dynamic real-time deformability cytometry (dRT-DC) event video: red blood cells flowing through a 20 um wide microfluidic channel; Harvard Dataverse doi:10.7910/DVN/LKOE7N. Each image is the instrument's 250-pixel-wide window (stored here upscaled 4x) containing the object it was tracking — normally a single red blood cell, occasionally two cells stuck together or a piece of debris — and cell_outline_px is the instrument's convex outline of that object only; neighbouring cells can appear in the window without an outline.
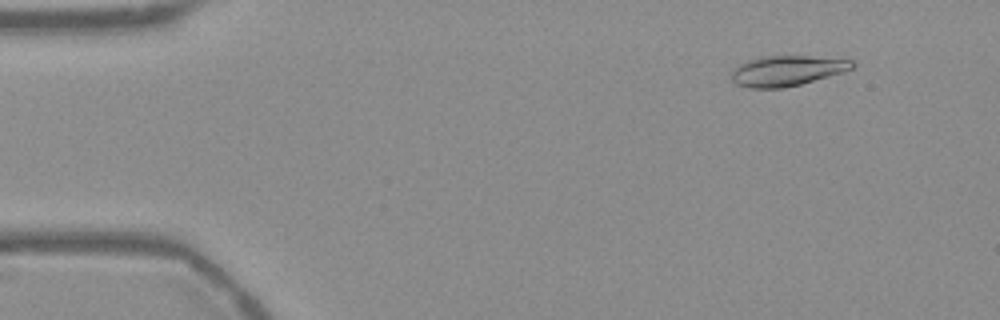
{"species": "Egyptian fruit bat (a non-hibernating species)", "species_latin": "Rousettus aegyptiacus", "temperature_condition": "warm", "stored_images_in_passage": 54, "camera_frame_rate_fps": 3000, "um_per_image_px": 0.085, "frame": {"image": 1, "passage_image": 6, "time_ms": 1.667, "image_size_px": [1000, 320], "cell_outline_px": [[856, 64], [852, 68], [844, 72], [800, 84], [784, 88], [748, 88], [736, 84], [732, 80], [732, 68], [748, 60], [764, 56], [808, 56], [852, 60]], "centroid_in_image_um": [66.87, 6.02], "position_along_channel_um": 18.1, "area_um2": 21.27}}
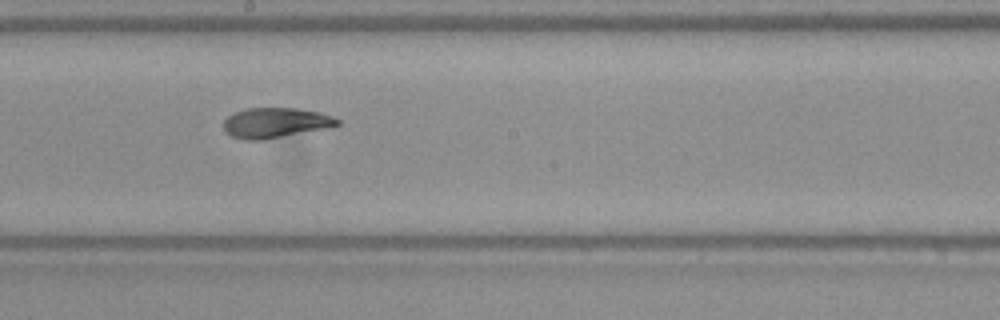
{"frame": {"image": 2, "passage_image": 30, "time_ms": 9.667, "image_size_px": [1000, 320], "cell_outline_px": [[340, 124], [332, 128], [260, 140], [244, 140], [232, 136], [224, 132], [224, 120], [228, 116], [236, 112], [248, 108], [296, 108], [320, 112], [332, 116], [340, 120]], "centroid_in_image_um": [23.45, 10.44], "position_along_channel_um": 224.7, "area_um2": 20.11}}
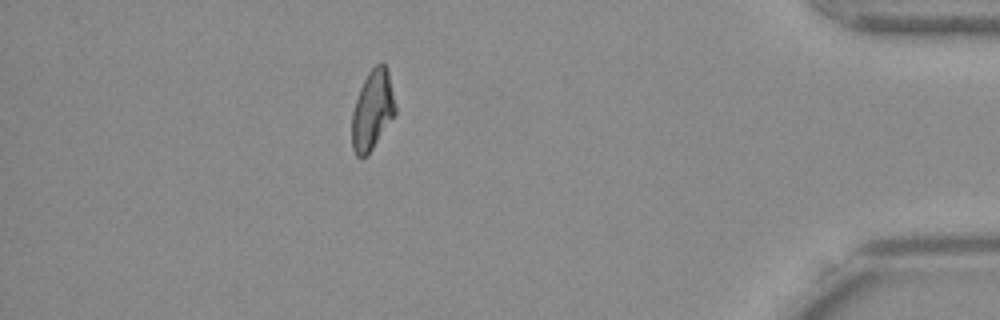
{"frame": {"image": 3, "passage_image": 48, "time_ms": 15.667, "image_size_px": [1000, 320], "cell_outline_px": [[396, 112], [368, 156], [356, 156], [352, 148], [352, 112], [360, 88], [368, 72], [380, 60], [388, 68], [396, 108]], "centroid_in_image_um": [31.66, 9.34], "position_along_channel_um": 403.5, "area_um2": 20.11}, "authors_computed_cell_mechanics": {"area_um2": 20.519, "velocity_mm_per_s": 3.7568, "shape_relaxation_time_tau1_ms": 9.4099, "shape_relaxation_time_tau2_ms": 2.0958, "deformation_change_tau1": 0.2693, "deformation_change_tau2": 0.0761}}